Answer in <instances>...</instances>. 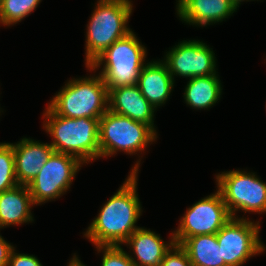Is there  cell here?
<instances>
[{"mask_svg": "<svg viewBox=\"0 0 266 266\" xmlns=\"http://www.w3.org/2000/svg\"><path fill=\"white\" fill-rule=\"evenodd\" d=\"M7 266H43L33 255L15 253V248L11 251Z\"/></svg>", "mask_w": 266, "mask_h": 266, "instance_id": "cell-24", "label": "cell"}, {"mask_svg": "<svg viewBox=\"0 0 266 266\" xmlns=\"http://www.w3.org/2000/svg\"><path fill=\"white\" fill-rule=\"evenodd\" d=\"M176 6L181 20L198 26L223 21L237 10L230 0H179Z\"/></svg>", "mask_w": 266, "mask_h": 266, "instance_id": "cell-14", "label": "cell"}, {"mask_svg": "<svg viewBox=\"0 0 266 266\" xmlns=\"http://www.w3.org/2000/svg\"><path fill=\"white\" fill-rule=\"evenodd\" d=\"M156 134L149 125L108 110L99 119L100 157L111 156L118 150L129 154L143 151L156 140Z\"/></svg>", "mask_w": 266, "mask_h": 266, "instance_id": "cell-6", "label": "cell"}, {"mask_svg": "<svg viewBox=\"0 0 266 266\" xmlns=\"http://www.w3.org/2000/svg\"><path fill=\"white\" fill-rule=\"evenodd\" d=\"M17 185L13 146L11 143H0V193Z\"/></svg>", "mask_w": 266, "mask_h": 266, "instance_id": "cell-21", "label": "cell"}, {"mask_svg": "<svg viewBox=\"0 0 266 266\" xmlns=\"http://www.w3.org/2000/svg\"><path fill=\"white\" fill-rule=\"evenodd\" d=\"M136 163L120 189L101 207L98 217L84 234L95 246H120L140 227L135 224L141 215L137 194Z\"/></svg>", "mask_w": 266, "mask_h": 266, "instance_id": "cell-1", "label": "cell"}, {"mask_svg": "<svg viewBox=\"0 0 266 266\" xmlns=\"http://www.w3.org/2000/svg\"><path fill=\"white\" fill-rule=\"evenodd\" d=\"M145 57L146 48L131 31L115 41L87 68L95 70L104 63L99 75L107 88L136 85L145 64Z\"/></svg>", "mask_w": 266, "mask_h": 266, "instance_id": "cell-4", "label": "cell"}, {"mask_svg": "<svg viewBox=\"0 0 266 266\" xmlns=\"http://www.w3.org/2000/svg\"><path fill=\"white\" fill-rule=\"evenodd\" d=\"M15 175L18 184L27 186L38 175L54 152L51 144L23 138L13 144Z\"/></svg>", "mask_w": 266, "mask_h": 266, "instance_id": "cell-13", "label": "cell"}, {"mask_svg": "<svg viewBox=\"0 0 266 266\" xmlns=\"http://www.w3.org/2000/svg\"><path fill=\"white\" fill-rule=\"evenodd\" d=\"M41 0H2L0 3V23L6 26L20 22L31 14Z\"/></svg>", "mask_w": 266, "mask_h": 266, "instance_id": "cell-20", "label": "cell"}, {"mask_svg": "<svg viewBox=\"0 0 266 266\" xmlns=\"http://www.w3.org/2000/svg\"><path fill=\"white\" fill-rule=\"evenodd\" d=\"M31 205H34L29 189L25 185L0 193V228L32 222Z\"/></svg>", "mask_w": 266, "mask_h": 266, "instance_id": "cell-17", "label": "cell"}, {"mask_svg": "<svg viewBox=\"0 0 266 266\" xmlns=\"http://www.w3.org/2000/svg\"><path fill=\"white\" fill-rule=\"evenodd\" d=\"M174 79L166 64L161 61L146 63L138 78V87L141 94L157 109L167 101L172 91Z\"/></svg>", "mask_w": 266, "mask_h": 266, "instance_id": "cell-15", "label": "cell"}, {"mask_svg": "<svg viewBox=\"0 0 266 266\" xmlns=\"http://www.w3.org/2000/svg\"><path fill=\"white\" fill-rule=\"evenodd\" d=\"M161 266H193L187 252L178 244H174L165 254Z\"/></svg>", "mask_w": 266, "mask_h": 266, "instance_id": "cell-23", "label": "cell"}, {"mask_svg": "<svg viewBox=\"0 0 266 266\" xmlns=\"http://www.w3.org/2000/svg\"><path fill=\"white\" fill-rule=\"evenodd\" d=\"M108 110L154 128L156 110L141 94L138 85L108 88Z\"/></svg>", "mask_w": 266, "mask_h": 266, "instance_id": "cell-12", "label": "cell"}, {"mask_svg": "<svg viewBox=\"0 0 266 266\" xmlns=\"http://www.w3.org/2000/svg\"><path fill=\"white\" fill-rule=\"evenodd\" d=\"M48 107L63 117L100 119L108 111V88L100 75L71 80Z\"/></svg>", "mask_w": 266, "mask_h": 266, "instance_id": "cell-5", "label": "cell"}, {"mask_svg": "<svg viewBox=\"0 0 266 266\" xmlns=\"http://www.w3.org/2000/svg\"><path fill=\"white\" fill-rule=\"evenodd\" d=\"M172 78L174 75L194 78L216 74L213 50L199 40L180 42L171 48L163 61Z\"/></svg>", "mask_w": 266, "mask_h": 266, "instance_id": "cell-11", "label": "cell"}, {"mask_svg": "<svg viewBox=\"0 0 266 266\" xmlns=\"http://www.w3.org/2000/svg\"><path fill=\"white\" fill-rule=\"evenodd\" d=\"M220 192L209 195L188 208L180 219L173 235L175 244L180 245L186 238L198 235L217 234L231 219Z\"/></svg>", "mask_w": 266, "mask_h": 266, "instance_id": "cell-9", "label": "cell"}, {"mask_svg": "<svg viewBox=\"0 0 266 266\" xmlns=\"http://www.w3.org/2000/svg\"><path fill=\"white\" fill-rule=\"evenodd\" d=\"M124 244L130 245L137 260H139L136 261L130 256L135 266H161V261L175 244V241L172 235L170 243L165 244L158 234L140 227Z\"/></svg>", "mask_w": 266, "mask_h": 266, "instance_id": "cell-16", "label": "cell"}, {"mask_svg": "<svg viewBox=\"0 0 266 266\" xmlns=\"http://www.w3.org/2000/svg\"><path fill=\"white\" fill-rule=\"evenodd\" d=\"M43 127L53 137L55 152L76 157L81 163L100 158L99 119L68 118L55 114L49 107L43 114Z\"/></svg>", "mask_w": 266, "mask_h": 266, "instance_id": "cell-2", "label": "cell"}, {"mask_svg": "<svg viewBox=\"0 0 266 266\" xmlns=\"http://www.w3.org/2000/svg\"><path fill=\"white\" fill-rule=\"evenodd\" d=\"M100 252L103 250L102 266H135L130 255L120 246H96Z\"/></svg>", "mask_w": 266, "mask_h": 266, "instance_id": "cell-22", "label": "cell"}, {"mask_svg": "<svg viewBox=\"0 0 266 266\" xmlns=\"http://www.w3.org/2000/svg\"><path fill=\"white\" fill-rule=\"evenodd\" d=\"M220 192L232 218L235 212H266V183L254 173L227 171L216 176Z\"/></svg>", "mask_w": 266, "mask_h": 266, "instance_id": "cell-7", "label": "cell"}, {"mask_svg": "<svg viewBox=\"0 0 266 266\" xmlns=\"http://www.w3.org/2000/svg\"><path fill=\"white\" fill-rule=\"evenodd\" d=\"M81 164L83 163L74 156L54 151L38 175L27 185L34 205L64 194L70 188Z\"/></svg>", "mask_w": 266, "mask_h": 266, "instance_id": "cell-8", "label": "cell"}, {"mask_svg": "<svg viewBox=\"0 0 266 266\" xmlns=\"http://www.w3.org/2000/svg\"><path fill=\"white\" fill-rule=\"evenodd\" d=\"M259 221L231 218L216 234L227 266H242L248 258L265 250L259 239Z\"/></svg>", "mask_w": 266, "mask_h": 266, "instance_id": "cell-10", "label": "cell"}, {"mask_svg": "<svg viewBox=\"0 0 266 266\" xmlns=\"http://www.w3.org/2000/svg\"><path fill=\"white\" fill-rule=\"evenodd\" d=\"M13 249V245L5 241L0 235V266L8 265L9 256Z\"/></svg>", "mask_w": 266, "mask_h": 266, "instance_id": "cell-25", "label": "cell"}, {"mask_svg": "<svg viewBox=\"0 0 266 266\" xmlns=\"http://www.w3.org/2000/svg\"><path fill=\"white\" fill-rule=\"evenodd\" d=\"M96 4L87 27L86 66L132 31L127 27L133 10L129 0H99Z\"/></svg>", "mask_w": 266, "mask_h": 266, "instance_id": "cell-3", "label": "cell"}, {"mask_svg": "<svg viewBox=\"0 0 266 266\" xmlns=\"http://www.w3.org/2000/svg\"><path fill=\"white\" fill-rule=\"evenodd\" d=\"M180 246L187 252L193 266H227L216 234L192 236L186 238Z\"/></svg>", "mask_w": 266, "mask_h": 266, "instance_id": "cell-18", "label": "cell"}, {"mask_svg": "<svg viewBox=\"0 0 266 266\" xmlns=\"http://www.w3.org/2000/svg\"><path fill=\"white\" fill-rule=\"evenodd\" d=\"M221 88L216 74L191 78L185 88V102L194 109H208L219 100Z\"/></svg>", "mask_w": 266, "mask_h": 266, "instance_id": "cell-19", "label": "cell"}, {"mask_svg": "<svg viewBox=\"0 0 266 266\" xmlns=\"http://www.w3.org/2000/svg\"><path fill=\"white\" fill-rule=\"evenodd\" d=\"M68 266H85L76 255L71 259Z\"/></svg>", "mask_w": 266, "mask_h": 266, "instance_id": "cell-26", "label": "cell"}, {"mask_svg": "<svg viewBox=\"0 0 266 266\" xmlns=\"http://www.w3.org/2000/svg\"><path fill=\"white\" fill-rule=\"evenodd\" d=\"M237 8L239 7V4L245 0H230ZM248 1V0H247Z\"/></svg>", "mask_w": 266, "mask_h": 266, "instance_id": "cell-27", "label": "cell"}]
</instances>
